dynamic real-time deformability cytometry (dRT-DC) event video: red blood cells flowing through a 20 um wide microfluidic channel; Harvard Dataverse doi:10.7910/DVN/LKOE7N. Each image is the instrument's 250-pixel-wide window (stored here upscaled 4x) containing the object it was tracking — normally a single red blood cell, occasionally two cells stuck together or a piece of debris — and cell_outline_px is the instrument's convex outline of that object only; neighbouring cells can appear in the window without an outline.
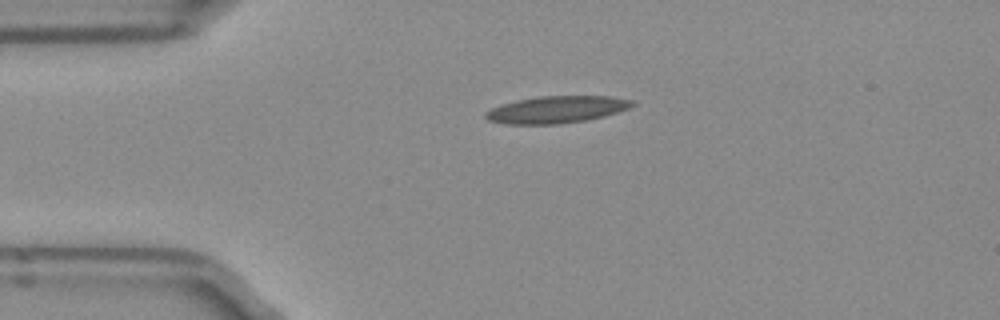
{"species": "Egyptian fruit bat (a non-hibernating species)", "species_latin": "Rousettus aegyptiacus", "temperature_condition": "room temperature", "stored_images_in_passage": 5, "camera_frame_rate_fps": 3000, "um_per_image_px": 0.085, "frame": {"image": 1, "passage_image": 5, "time_ms": 1.333, "image_size_px": [1000, 320], "cell_outline_px": [[636, 104], [628, 108], [604, 116], [588, 120], [556, 124], [504, 124], [488, 120], [484, 116], [484, 112], [500, 104], [516, 100], [536, 96], [608, 96], [632, 100]], "centroid_in_image_um": [47.26, 9.31], "position_along_channel_um": 37.7, "area_um2": 23.18}}